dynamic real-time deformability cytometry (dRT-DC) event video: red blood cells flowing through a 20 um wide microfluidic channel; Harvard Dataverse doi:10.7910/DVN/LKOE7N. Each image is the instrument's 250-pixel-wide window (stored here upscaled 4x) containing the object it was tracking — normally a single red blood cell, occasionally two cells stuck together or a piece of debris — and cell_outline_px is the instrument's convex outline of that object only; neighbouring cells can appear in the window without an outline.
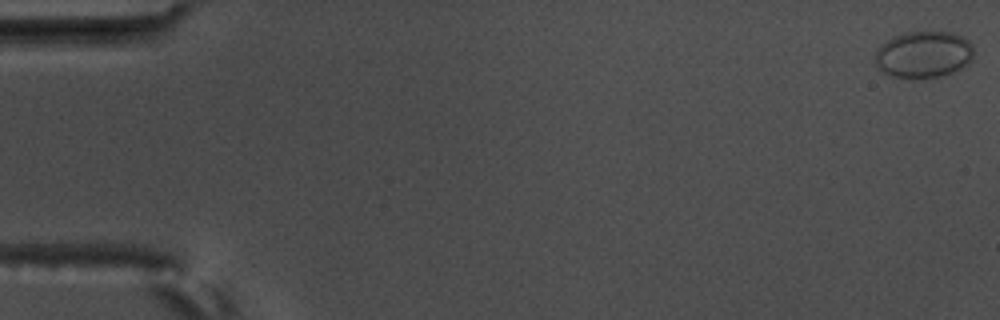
{"species": "common noctule bat (a hibernating species)", "species_latin": "Nyctalus noctula", "temperature_condition": "warm", "stored_images_in_passage": 5, "camera_frame_rate_fps": 3000, "um_per_image_px": 0.085, "animal": {"sex": "male", "body_mass_g": 17.5, "forearm_length_mm": 52.3}, "frame": {"image": 1, "passage_image": 1, "time_ms": 0.0, "image_size_px": [1000, 320], "cell_outline_px": [[972, 60], [968, 64], [952, 72], [940, 76], [912, 80], [908, 80], [892, 76], [876, 68], [876, 52], [888, 40], [896, 36], [908, 32], [952, 32], [964, 36], [972, 44]], "centroid_in_image_um": [78.53, 4.66], "position_along_channel_um": 6.5, "area_um2": 26.93}}
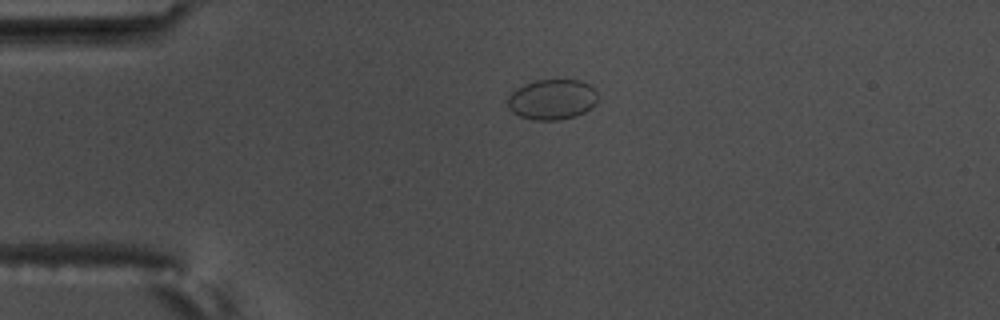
{"frame": {"image": 2, "passage_image": 4, "time_ms": 1.0, "image_size_px": [1000, 320], "cell_outline_px": [[596, 104], [584, 112], [576, 116], [560, 120], [532, 120], [520, 116], [512, 112], [508, 108], [508, 96], [516, 88], [524, 84], [536, 80], [580, 80], [588, 84], [596, 92]], "centroid_in_image_um": [46.9, 8.46], "position_along_channel_um": 38.1, "area_um2": 21.21}}